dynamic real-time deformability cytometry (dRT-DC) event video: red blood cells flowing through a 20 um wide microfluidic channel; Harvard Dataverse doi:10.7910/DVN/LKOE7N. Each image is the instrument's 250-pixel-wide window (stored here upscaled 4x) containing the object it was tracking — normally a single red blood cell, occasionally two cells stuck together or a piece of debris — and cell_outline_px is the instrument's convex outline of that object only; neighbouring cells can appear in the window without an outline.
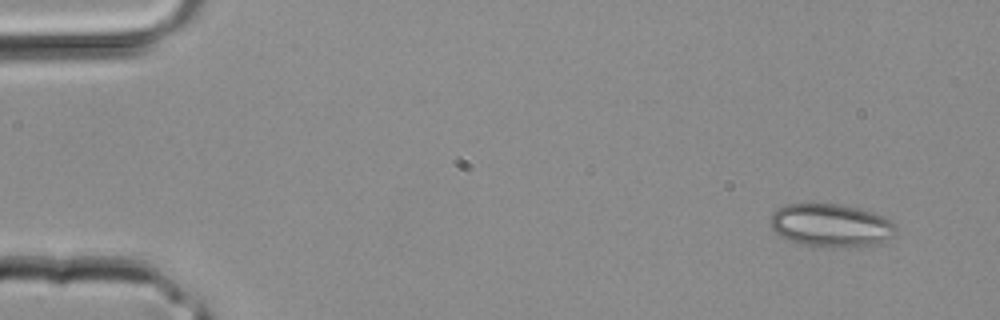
{"species": "common noctule bat (a hibernating species)", "species_latin": "Nyctalus noctula", "temperature_condition": "room temperature", "stored_images_in_passage": 3, "camera_frame_rate_fps": 3000, "um_per_image_px": 0.085, "animal": {"sex": "male", "body_mass_g": 20.4}, "frame": {"image": 1, "passage_image": 1, "time_ms": 0.0, "image_size_px": [1000, 320], "cell_outline_px": [[896, 232], [892, 236], [880, 244], [856, 248], [824, 248], [800, 244], [788, 240], [780, 236], [772, 228], [768, 220], [772, 212], [776, 208], [784, 204], [840, 204], [872, 212], [884, 216], [896, 228]], "centroid_in_image_um": [70.6, 19.19], "position_along_channel_um": 14.4, "area_um2": 32.19}}